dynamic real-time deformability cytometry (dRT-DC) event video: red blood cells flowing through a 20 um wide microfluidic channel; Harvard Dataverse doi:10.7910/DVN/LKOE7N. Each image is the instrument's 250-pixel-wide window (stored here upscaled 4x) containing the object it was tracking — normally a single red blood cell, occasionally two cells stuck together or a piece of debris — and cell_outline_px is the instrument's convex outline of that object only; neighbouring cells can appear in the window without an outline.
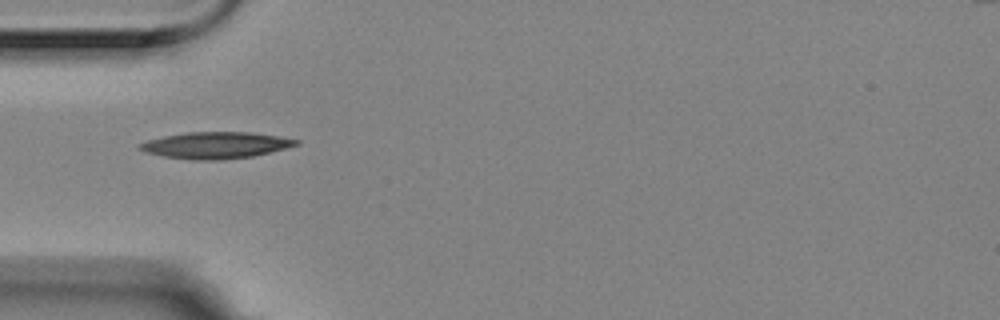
{"species": "Egyptian fruit bat (a non-hibernating species)", "species_latin": "Rousettus aegyptiacus", "temperature_condition": "room temperature", "stored_images_in_passage": 32, "camera_frame_rate_fps": 3000, "um_per_image_px": 0.085, "animal": {"sex": "female"}, "frame": {"image": 1, "passage_image": 1, "time_ms": 0.0, "image_size_px": [1000, 320], "cell_outline_px": [[300, 144], [252, 156], [220, 160], [192, 160], [164, 156], [144, 152], [136, 148], [140, 144], [148, 140], [164, 136], [184, 132], [252, 132], [280, 136], [300, 140]], "centroid_in_image_um": [18.32, 12.34], "position_along_channel_um": 66.7, "area_um2": 24.16}}
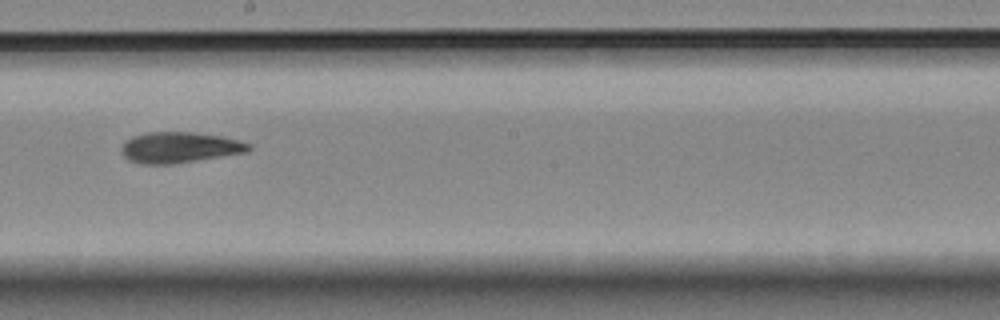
{"frame": {"image": 2, "passage_image": 15, "time_ms": 4.667, "image_size_px": [1000, 320], "cell_outline_px": [[252, 148], [248, 152], [172, 164], [144, 164], [128, 160], [120, 152], [120, 148], [124, 140], [132, 136], [148, 132], [192, 132], [224, 136], [252, 144]], "centroid_in_image_um": [15.25, 12.52], "position_along_channel_um": 233.0, "area_um2": 23.12}}
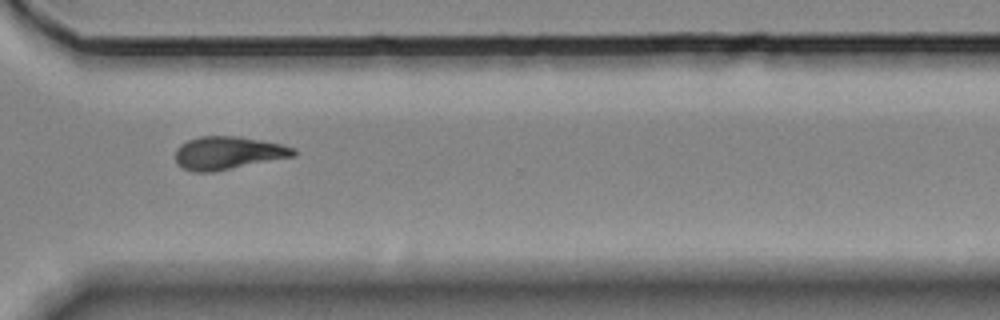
{"frame": {"image": 3, "passage_image": 25, "time_ms": 8.0, "image_size_px": [1000, 320], "cell_outline_px": [[296, 156], [212, 172], [192, 172], [176, 164], [176, 148], [180, 144], [188, 140], [200, 136], [236, 136], [280, 144], [296, 148]], "centroid_in_image_um": [19.36, 13.01], "position_along_channel_um": 351.2, "area_um2": 22.66}}